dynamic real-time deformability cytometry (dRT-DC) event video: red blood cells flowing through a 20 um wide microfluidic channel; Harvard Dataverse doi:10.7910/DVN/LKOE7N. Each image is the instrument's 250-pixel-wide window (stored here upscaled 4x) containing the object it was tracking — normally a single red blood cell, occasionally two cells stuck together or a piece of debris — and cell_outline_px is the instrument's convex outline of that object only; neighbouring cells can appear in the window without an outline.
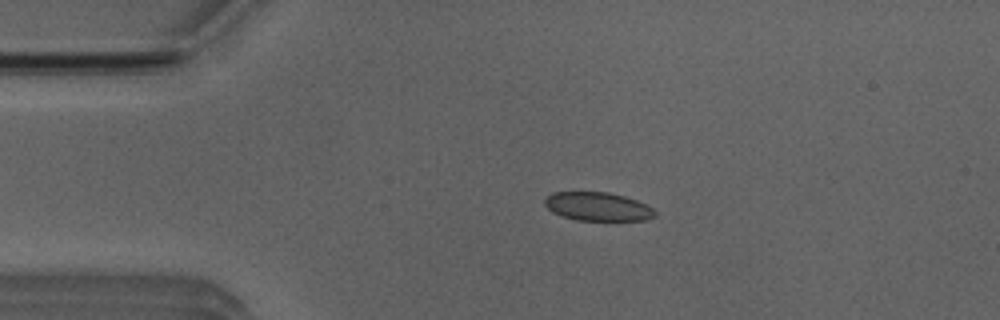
{"species": "Egyptian fruit bat (a non-hibernating species)", "species_latin": "Rousettus aegyptiacus", "temperature_condition": "room temperature", "stored_images_in_passage": 42, "camera_frame_rate_fps": 3000, "um_per_image_px": 0.085, "animal": {"sex": "male"}, "frame": {"image": 1, "passage_image": 1, "time_ms": 0.0, "image_size_px": [1000, 320], "cell_outline_px": [[656, 216], [644, 220], [576, 220], [552, 212], [544, 204], [544, 200], [552, 192], [608, 192], [624, 196], [636, 200], [652, 208], [656, 212]], "centroid_in_image_um": [50.8, 17.55], "position_along_channel_um": 34.2, "area_um2": 18.21}}
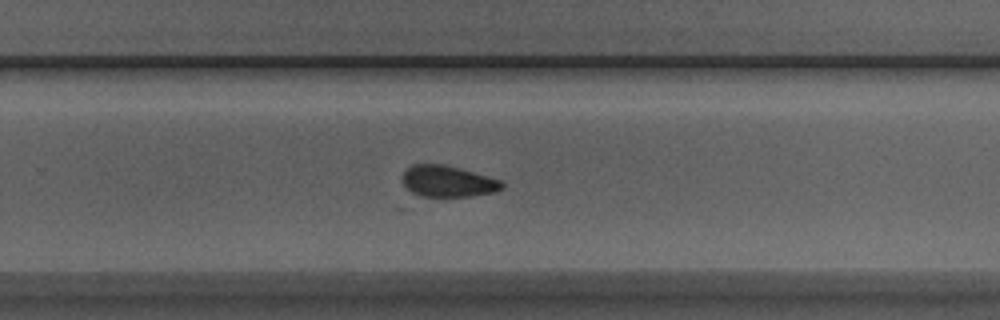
{"frame": {"image": 2, "passage_image": 23, "time_ms": 7.333, "image_size_px": [1000, 320], "cell_outline_px": [[504, 188], [496, 192], [472, 196], [420, 196], [412, 192], [404, 184], [404, 172], [412, 164], [444, 164], [460, 168], [504, 180]], "centroid_in_image_um": [38.15, 15.41], "position_along_channel_um": 291.6, "area_um2": 18.21}}
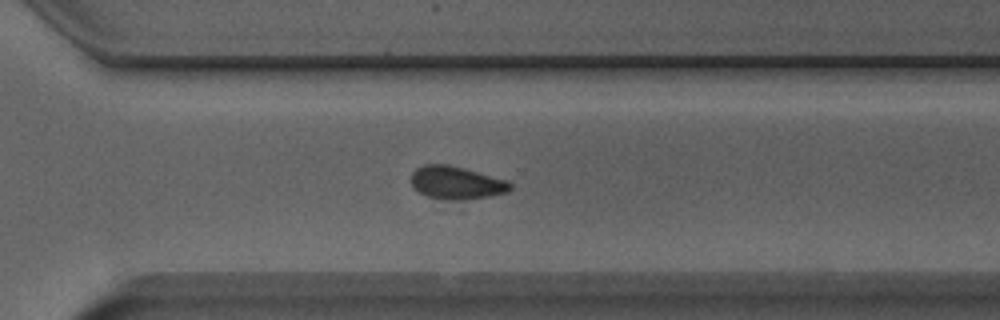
{"frame": {"image": 3, "passage_image": 26, "time_ms": 8.333, "image_size_px": [1000, 320], "cell_outline_px": [[512, 188], [508, 192], [488, 196], [464, 200], [444, 200], [428, 196], [420, 192], [412, 184], [412, 172], [416, 168], [424, 164], [448, 164], [508, 180], [512, 184]], "centroid_in_image_um": [38.81, 15.53], "position_along_channel_um": 331.8, "area_um2": 18.96}}